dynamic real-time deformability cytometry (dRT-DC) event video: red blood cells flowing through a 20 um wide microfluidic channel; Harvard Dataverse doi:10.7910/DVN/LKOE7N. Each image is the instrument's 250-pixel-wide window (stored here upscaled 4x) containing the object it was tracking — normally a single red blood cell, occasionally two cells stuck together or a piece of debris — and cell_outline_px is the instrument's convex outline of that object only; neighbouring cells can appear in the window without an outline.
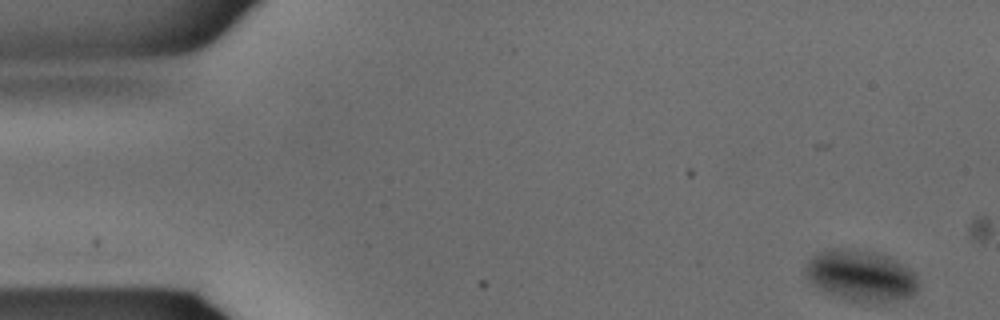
{"species": "common noctule bat (a hibernating species)", "species_latin": "Nyctalus noctula", "temperature_condition": "warm", "stored_images_in_passage": 8, "camera_frame_rate_fps": 3000, "um_per_image_px": 0.085, "animal": {"sex": "male", "body_mass_g": 15.6}, "frame": {"image": 1, "passage_image": 1, "time_ms": 0.0, "image_size_px": [1000, 320], "cell_outline_px": [[920, 288], [912, 296], [904, 300], [884, 304], [856, 304], [832, 296], [816, 288], [808, 280], [804, 272], [804, 268], [808, 260], [812, 256], [820, 252], [832, 248], [848, 248], [876, 252], [888, 256], [904, 264], [916, 272], [920, 284]], "centroid_in_image_um": [73.22, 23.49], "position_along_channel_um": 11.8, "area_um2": 35.37}}